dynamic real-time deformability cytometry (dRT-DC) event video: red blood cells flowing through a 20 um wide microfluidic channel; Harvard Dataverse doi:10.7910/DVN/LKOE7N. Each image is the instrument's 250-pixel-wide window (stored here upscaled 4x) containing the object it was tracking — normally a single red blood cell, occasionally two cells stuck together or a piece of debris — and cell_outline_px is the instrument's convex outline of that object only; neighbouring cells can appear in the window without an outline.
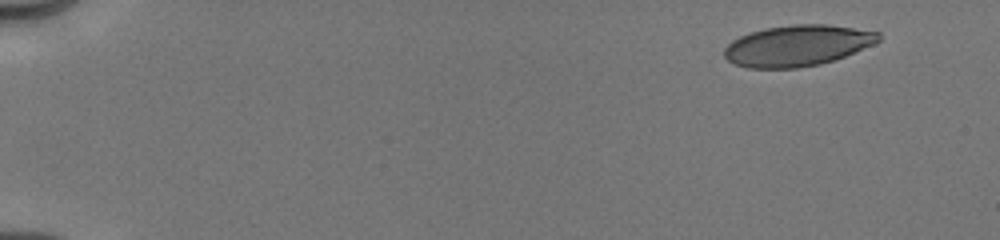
{"species": "human", "species_latin": "Homo sapiens", "temperature_condition": "cold", "stored_images_in_passage": 27, "camera_frame_rate_fps": 3000, "um_per_image_px": 0.085, "donor": {"sex": "male"}, "frame": {"image": 1, "passage_image": 1, "time_ms": 0.0, "image_size_px": [1000, 240], "cell_outline_px": [[880, 40], [872, 44], [844, 56], [820, 64], [796, 68], [748, 68], [736, 64], [728, 60], [724, 56], [724, 48], [732, 40], [740, 36], [764, 28], [792, 24], [828, 24], [880, 32]], "centroid_in_image_um": [67.75, 3.87], "position_along_channel_um": 17.2, "area_um2": 36.65}}
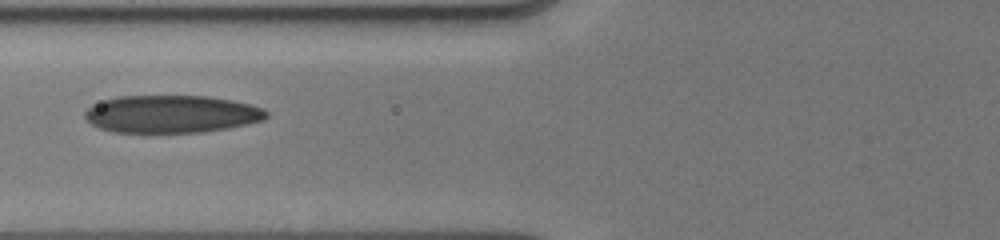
{"frame": {"image": 2, "passage_image": 16, "time_ms": 6.0, "image_size_px": [1000, 240], "cell_outline_px": [[268, 116], [264, 120], [248, 124], [204, 132], [112, 132], [100, 128], [92, 124], [84, 116], [84, 112], [92, 104], [104, 100], [120, 96], [208, 96], [232, 100], [264, 108], [268, 112]], "centroid_in_image_um": [14.59, 9.69], "position_along_channel_um": 111.2, "area_um2": 39.77}}
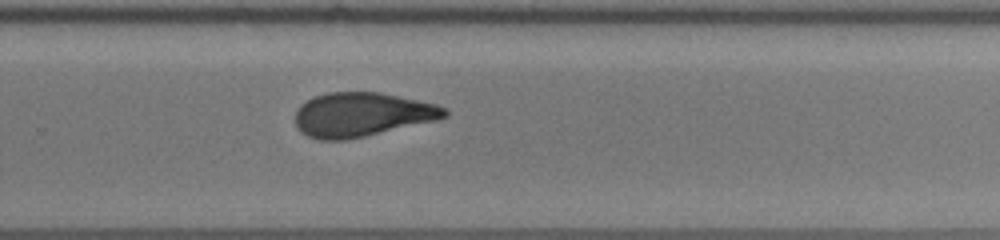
{"frame": {"image": 3, "passage_image": 27, "time_ms": 10.667, "image_size_px": [1000, 240], "cell_outline_px": [[448, 116], [436, 120], [364, 136], [344, 140], [320, 140], [308, 136], [300, 132], [296, 128], [296, 112], [300, 104], [316, 96], [328, 92], [380, 92], [436, 104], [448, 108]], "centroid_in_image_um": [30.75, 9.74], "position_along_channel_um": 299.0, "area_um2": 38.26}}